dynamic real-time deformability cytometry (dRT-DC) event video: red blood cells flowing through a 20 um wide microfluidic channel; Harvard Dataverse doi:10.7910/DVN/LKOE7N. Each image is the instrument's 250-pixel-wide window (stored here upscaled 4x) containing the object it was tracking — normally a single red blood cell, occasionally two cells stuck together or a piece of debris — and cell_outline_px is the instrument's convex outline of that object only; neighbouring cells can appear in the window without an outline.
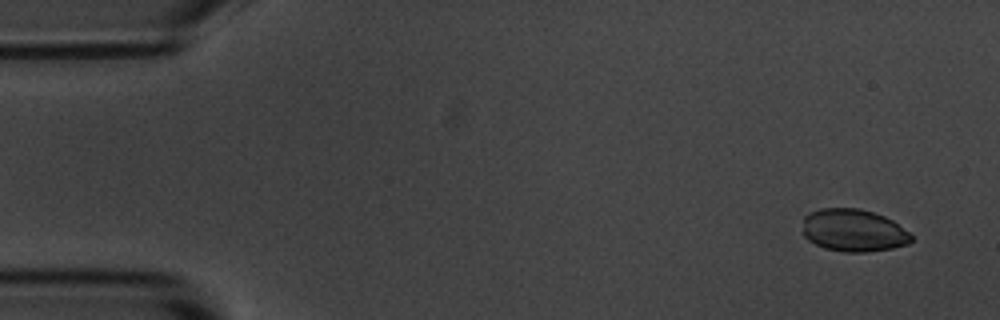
{"species": "common noctule bat (a hibernating species)", "species_latin": "Nyctalus noctula", "temperature_condition": "room temperature", "stored_images_in_passage": 5, "camera_frame_rate_fps": 3000, "um_per_image_px": 0.085, "animal": {"sex": "male", "body_mass_g": 20.1, "forearm_length_mm": 53.5}, "frame": {"image": 1, "passage_image": 1, "time_ms": 0.0, "image_size_px": [1000, 320], "cell_outline_px": [[912, 240], [908, 244], [892, 248], [868, 252], [844, 252], [824, 248], [808, 240], [804, 236], [804, 216], [808, 212], [820, 208], [860, 208], [884, 216], [892, 220], [908, 232], [912, 236]], "centroid_in_image_um": [72.53, 19.58], "position_along_channel_um": 12.5, "area_um2": 26.93}}
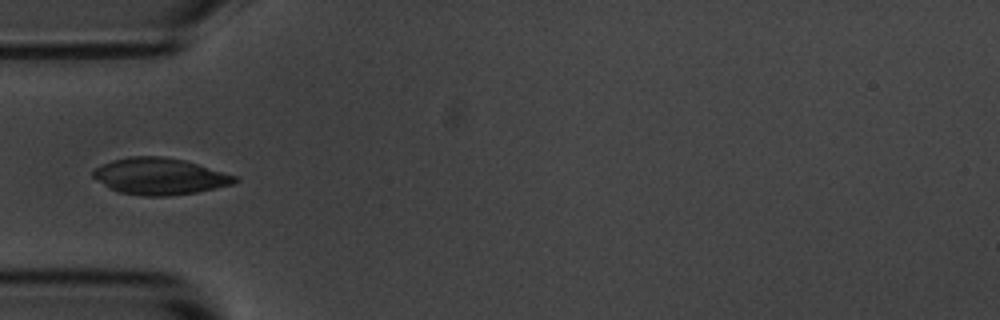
{"frame": {"image": 2, "passage_image": 5, "time_ms": 1.333, "image_size_px": [1000, 320], "cell_outline_px": [[240, 180], [232, 184], [196, 192], [168, 196], [144, 196], [120, 192], [104, 184], [92, 176], [92, 172], [100, 164], [112, 160], [132, 156], [164, 156], [184, 160], [236, 176]], "centroid_in_image_um": [13.57, 14.98], "position_along_channel_um": 71.4, "area_um2": 29.88}}